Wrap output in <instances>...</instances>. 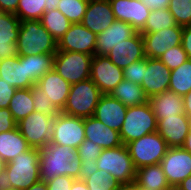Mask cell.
<instances>
[{
	"mask_svg": "<svg viewBox=\"0 0 191 190\" xmlns=\"http://www.w3.org/2000/svg\"><path fill=\"white\" fill-rule=\"evenodd\" d=\"M150 10L164 9L168 7L170 0H141Z\"/></svg>",
	"mask_w": 191,
	"mask_h": 190,
	"instance_id": "obj_48",
	"label": "cell"
},
{
	"mask_svg": "<svg viewBox=\"0 0 191 190\" xmlns=\"http://www.w3.org/2000/svg\"><path fill=\"white\" fill-rule=\"evenodd\" d=\"M93 56L81 52L57 51L53 68L71 85L90 79Z\"/></svg>",
	"mask_w": 191,
	"mask_h": 190,
	"instance_id": "obj_8",
	"label": "cell"
},
{
	"mask_svg": "<svg viewBox=\"0 0 191 190\" xmlns=\"http://www.w3.org/2000/svg\"><path fill=\"white\" fill-rule=\"evenodd\" d=\"M39 168L40 180L44 182L60 175L82 179L85 171L77 149L54 143H49L40 149Z\"/></svg>",
	"mask_w": 191,
	"mask_h": 190,
	"instance_id": "obj_1",
	"label": "cell"
},
{
	"mask_svg": "<svg viewBox=\"0 0 191 190\" xmlns=\"http://www.w3.org/2000/svg\"><path fill=\"white\" fill-rule=\"evenodd\" d=\"M82 179L89 190H118L120 186L112 174L96 168L85 170Z\"/></svg>",
	"mask_w": 191,
	"mask_h": 190,
	"instance_id": "obj_31",
	"label": "cell"
},
{
	"mask_svg": "<svg viewBox=\"0 0 191 190\" xmlns=\"http://www.w3.org/2000/svg\"><path fill=\"white\" fill-rule=\"evenodd\" d=\"M85 139L101 146L102 149H110L123 145L120 133L108 126L94 116L84 118Z\"/></svg>",
	"mask_w": 191,
	"mask_h": 190,
	"instance_id": "obj_24",
	"label": "cell"
},
{
	"mask_svg": "<svg viewBox=\"0 0 191 190\" xmlns=\"http://www.w3.org/2000/svg\"><path fill=\"white\" fill-rule=\"evenodd\" d=\"M127 108L128 107L118 99L111 97L109 94H103L96 106L93 116L105 126L120 132L127 113Z\"/></svg>",
	"mask_w": 191,
	"mask_h": 190,
	"instance_id": "obj_21",
	"label": "cell"
},
{
	"mask_svg": "<svg viewBox=\"0 0 191 190\" xmlns=\"http://www.w3.org/2000/svg\"><path fill=\"white\" fill-rule=\"evenodd\" d=\"M168 10L173 15L177 25H191V0H170Z\"/></svg>",
	"mask_w": 191,
	"mask_h": 190,
	"instance_id": "obj_39",
	"label": "cell"
},
{
	"mask_svg": "<svg viewBox=\"0 0 191 190\" xmlns=\"http://www.w3.org/2000/svg\"><path fill=\"white\" fill-rule=\"evenodd\" d=\"M19 0H0V10L5 13L15 14Z\"/></svg>",
	"mask_w": 191,
	"mask_h": 190,
	"instance_id": "obj_47",
	"label": "cell"
},
{
	"mask_svg": "<svg viewBox=\"0 0 191 190\" xmlns=\"http://www.w3.org/2000/svg\"><path fill=\"white\" fill-rule=\"evenodd\" d=\"M16 90V87L11 86L4 79H0V108H8Z\"/></svg>",
	"mask_w": 191,
	"mask_h": 190,
	"instance_id": "obj_44",
	"label": "cell"
},
{
	"mask_svg": "<svg viewBox=\"0 0 191 190\" xmlns=\"http://www.w3.org/2000/svg\"><path fill=\"white\" fill-rule=\"evenodd\" d=\"M169 185L175 187L191 175V153L183 147H169L160 162Z\"/></svg>",
	"mask_w": 191,
	"mask_h": 190,
	"instance_id": "obj_11",
	"label": "cell"
},
{
	"mask_svg": "<svg viewBox=\"0 0 191 190\" xmlns=\"http://www.w3.org/2000/svg\"><path fill=\"white\" fill-rule=\"evenodd\" d=\"M171 70L159 59L144 58V75L141 87L150 98L168 90Z\"/></svg>",
	"mask_w": 191,
	"mask_h": 190,
	"instance_id": "obj_15",
	"label": "cell"
},
{
	"mask_svg": "<svg viewBox=\"0 0 191 190\" xmlns=\"http://www.w3.org/2000/svg\"><path fill=\"white\" fill-rule=\"evenodd\" d=\"M102 95L91 79L72 84L67 102L61 112L81 118L91 117Z\"/></svg>",
	"mask_w": 191,
	"mask_h": 190,
	"instance_id": "obj_5",
	"label": "cell"
},
{
	"mask_svg": "<svg viewBox=\"0 0 191 190\" xmlns=\"http://www.w3.org/2000/svg\"><path fill=\"white\" fill-rule=\"evenodd\" d=\"M97 35L82 23L71 24L69 30L57 42L58 51L81 52L95 55Z\"/></svg>",
	"mask_w": 191,
	"mask_h": 190,
	"instance_id": "obj_14",
	"label": "cell"
},
{
	"mask_svg": "<svg viewBox=\"0 0 191 190\" xmlns=\"http://www.w3.org/2000/svg\"><path fill=\"white\" fill-rule=\"evenodd\" d=\"M17 127V122L14 120L9 108H0V133L8 132Z\"/></svg>",
	"mask_w": 191,
	"mask_h": 190,
	"instance_id": "obj_45",
	"label": "cell"
},
{
	"mask_svg": "<svg viewBox=\"0 0 191 190\" xmlns=\"http://www.w3.org/2000/svg\"><path fill=\"white\" fill-rule=\"evenodd\" d=\"M185 150L191 153V129L190 132L188 133L184 145L182 146Z\"/></svg>",
	"mask_w": 191,
	"mask_h": 190,
	"instance_id": "obj_55",
	"label": "cell"
},
{
	"mask_svg": "<svg viewBox=\"0 0 191 190\" xmlns=\"http://www.w3.org/2000/svg\"><path fill=\"white\" fill-rule=\"evenodd\" d=\"M36 85L48 96L54 106L61 112L67 102L71 84L64 80L53 68L45 73Z\"/></svg>",
	"mask_w": 191,
	"mask_h": 190,
	"instance_id": "obj_22",
	"label": "cell"
},
{
	"mask_svg": "<svg viewBox=\"0 0 191 190\" xmlns=\"http://www.w3.org/2000/svg\"><path fill=\"white\" fill-rule=\"evenodd\" d=\"M46 0H19L15 15L22 20H40L45 12Z\"/></svg>",
	"mask_w": 191,
	"mask_h": 190,
	"instance_id": "obj_36",
	"label": "cell"
},
{
	"mask_svg": "<svg viewBox=\"0 0 191 190\" xmlns=\"http://www.w3.org/2000/svg\"><path fill=\"white\" fill-rule=\"evenodd\" d=\"M5 167H6V162L0 158V184L3 181Z\"/></svg>",
	"mask_w": 191,
	"mask_h": 190,
	"instance_id": "obj_56",
	"label": "cell"
},
{
	"mask_svg": "<svg viewBox=\"0 0 191 190\" xmlns=\"http://www.w3.org/2000/svg\"><path fill=\"white\" fill-rule=\"evenodd\" d=\"M124 79L141 85L144 75V59L135 61L123 69Z\"/></svg>",
	"mask_w": 191,
	"mask_h": 190,
	"instance_id": "obj_42",
	"label": "cell"
},
{
	"mask_svg": "<svg viewBox=\"0 0 191 190\" xmlns=\"http://www.w3.org/2000/svg\"><path fill=\"white\" fill-rule=\"evenodd\" d=\"M106 56L121 69L146 58L142 34L136 32L132 37L114 46Z\"/></svg>",
	"mask_w": 191,
	"mask_h": 190,
	"instance_id": "obj_17",
	"label": "cell"
},
{
	"mask_svg": "<svg viewBox=\"0 0 191 190\" xmlns=\"http://www.w3.org/2000/svg\"><path fill=\"white\" fill-rule=\"evenodd\" d=\"M157 132L168 147H182L191 129V119L186 114L174 115L157 120Z\"/></svg>",
	"mask_w": 191,
	"mask_h": 190,
	"instance_id": "obj_18",
	"label": "cell"
},
{
	"mask_svg": "<svg viewBox=\"0 0 191 190\" xmlns=\"http://www.w3.org/2000/svg\"><path fill=\"white\" fill-rule=\"evenodd\" d=\"M60 0H46L45 1V12L57 9Z\"/></svg>",
	"mask_w": 191,
	"mask_h": 190,
	"instance_id": "obj_53",
	"label": "cell"
},
{
	"mask_svg": "<svg viewBox=\"0 0 191 190\" xmlns=\"http://www.w3.org/2000/svg\"><path fill=\"white\" fill-rule=\"evenodd\" d=\"M74 180L73 177L60 175L46 182V185L48 190H70Z\"/></svg>",
	"mask_w": 191,
	"mask_h": 190,
	"instance_id": "obj_43",
	"label": "cell"
},
{
	"mask_svg": "<svg viewBox=\"0 0 191 190\" xmlns=\"http://www.w3.org/2000/svg\"><path fill=\"white\" fill-rule=\"evenodd\" d=\"M88 6L86 0H60L57 9L72 23H81Z\"/></svg>",
	"mask_w": 191,
	"mask_h": 190,
	"instance_id": "obj_37",
	"label": "cell"
},
{
	"mask_svg": "<svg viewBox=\"0 0 191 190\" xmlns=\"http://www.w3.org/2000/svg\"><path fill=\"white\" fill-rule=\"evenodd\" d=\"M136 32L131 24L115 20L105 31L97 34L95 55H107L114 46L132 37Z\"/></svg>",
	"mask_w": 191,
	"mask_h": 190,
	"instance_id": "obj_23",
	"label": "cell"
},
{
	"mask_svg": "<svg viewBox=\"0 0 191 190\" xmlns=\"http://www.w3.org/2000/svg\"><path fill=\"white\" fill-rule=\"evenodd\" d=\"M181 45L191 60V25L183 27Z\"/></svg>",
	"mask_w": 191,
	"mask_h": 190,
	"instance_id": "obj_46",
	"label": "cell"
},
{
	"mask_svg": "<svg viewBox=\"0 0 191 190\" xmlns=\"http://www.w3.org/2000/svg\"><path fill=\"white\" fill-rule=\"evenodd\" d=\"M8 108L16 122H19L21 119L33 113L35 110L32 97V87L17 89L10 100Z\"/></svg>",
	"mask_w": 191,
	"mask_h": 190,
	"instance_id": "obj_30",
	"label": "cell"
},
{
	"mask_svg": "<svg viewBox=\"0 0 191 190\" xmlns=\"http://www.w3.org/2000/svg\"><path fill=\"white\" fill-rule=\"evenodd\" d=\"M185 114L191 119V91L183 96Z\"/></svg>",
	"mask_w": 191,
	"mask_h": 190,
	"instance_id": "obj_49",
	"label": "cell"
},
{
	"mask_svg": "<svg viewBox=\"0 0 191 190\" xmlns=\"http://www.w3.org/2000/svg\"><path fill=\"white\" fill-rule=\"evenodd\" d=\"M20 19L13 13L0 14V61L18 56Z\"/></svg>",
	"mask_w": 191,
	"mask_h": 190,
	"instance_id": "obj_20",
	"label": "cell"
},
{
	"mask_svg": "<svg viewBox=\"0 0 191 190\" xmlns=\"http://www.w3.org/2000/svg\"><path fill=\"white\" fill-rule=\"evenodd\" d=\"M96 169L109 172L120 184L131 183L136 179V169L126 145L102 149L96 160Z\"/></svg>",
	"mask_w": 191,
	"mask_h": 190,
	"instance_id": "obj_6",
	"label": "cell"
},
{
	"mask_svg": "<svg viewBox=\"0 0 191 190\" xmlns=\"http://www.w3.org/2000/svg\"><path fill=\"white\" fill-rule=\"evenodd\" d=\"M55 54H38L26 56L27 75L34 84L54 66Z\"/></svg>",
	"mask_w": 191,
	"mask_h": 190,
	"instance_id": "obj_33",
	"label": "cell"
},
{
	"mask_svg": "<svg viewBox=\"0 0 191 190\" xmlns=\"http://www.w3.org/2000/svg\"><path fill=\"white\" fill-rule=\"evenodd\" d=\"M84 133V118L60 112L54 118L50 143L77 149L85 140Z\"/></svg>",
	"mask_w": 191,
	"mask_h": 190,
	"instance_id": "obj_10",
	"label": "cell"
},
{
	"mask_svg": "<svg viewBox=\"0 0 191 190\" xmlns=\"http://www.w3.org/2000/svg\"><path fill=\"white\" fill-rule=\"evenodd\" d=\"M70 190H89L83 179H75Z\"/></svg>",
	"mask_w": 191,
	"mask_h": 190,
	"instance_id": "obj_50",
	"label": "cell"
},
{
	"mask_svg": "<svg viewBox=\"0 0 191 190\" xmlns=\"http://www.w3.org/2000/svg\"><path fill=\"white\" fill-rule=\"evenodd\" d=\"M118 190H144L135 181L131 183L120 184Z\"/></svg>",
	"mask_w": 191,
	"mask_h": 190,
	"instance_id": "obj_52",
	"label": "cell"
},
{
	"mask_svg": "<svg viewBox=\"0 0 191 190\" xmlns=\"http://www.w3.org/2000/svg\"><path fill=\"white\" fill-rule=\"evenodd\" d=\"M126 146L136 170L144 166L159 164L169 148L158 132L145 135L129 142Z\"/></svg>",
	"mask_w": 191,
	"mask_h": 190,
	"instance_id": "obj_7",
	"label": "cell"
},
{
	"mask_svg": "<svg viewBox=\"0 0 191 190\" xmlns=\"http://www.w3.org/2000/svg\"><path fill=\"white\" fill-rule=\"evenodd\" d=\"M25 190H48L46 182L39 180Z\"/></svg>",
	"mask_w": 191,
	"mask_h": 190,
	"instance_id": "obj_54",
	"label": "cell"
},
{
	"mask_svg": "<svg viewBox=\"0 0 191 190\" xmlns=\"http://www.w3.org/2000/svg\"><path fill=\"white\" fill-rule=\"evenodd\" d=\"M174 190H191V175L179 183Z\"/></svg>",
	"mask_w": 191,
	"mask_h": 190,
	"instance_id": "obj_51",
	"label": "cell"
},
{
	"mask_svg": "<svg viewBox=\"0 0 191 190\" xmlns=\"http://www.w3.org/2000/svg\"><path fill=\"white\" fill-rule=\"evenodd\" d=\"M115 19L131 24L140 32L147 21L150 9L141 0H109Z\"/></svg>",
	"mask_w": 191,
	"mask_h": 190,
	"instance_id": "obj_16",
	"label": "cell"
},
{
	"mask_svg": "<svg viewBox=\"0 0 191 190\" xmlns=\"http://www.w3.org/2000/svg\"><path fill=\"white\" fill-rule=\"evenodd\" d=\"M40 21L57 42L69 30L72 24L58 9L44 12Z\"/></svg>",
	"mask_w": 191,
	"mask_h": 190,
	"instance_id": "obj_32",
	"label": "cell"
},
{
	"mask_svg": "<svg viewBox=\"0 0 191 190\" xmlns=\"http://www.w3.org/2000/svg\"><path fill=\"white\" fill-rule=\"evenodd\" d=\"M135 182L144 190H174L169 185L160 163L137 169Z\"/></svg>",
	"mask_w": 191,
	"mask_h": 190,
	"instance_id": "obj_27",
	"label": "cell"
},
{
	"mask_svg": "<svg viewBox=\"0 0 191 190\" xmlns=\"http://www.w3.org/2000/svg\"><path fill=\"white\" fill-rule=\"evenodd\" d=\"M40 149L30 148L6 163L1 184L18 190L28 189L40 180Z\"/></svg>",
	"mask_w": 191,
	"mask_h": 190,
	"instance_id": "obj_2",
	"label": "cell"
},
{
	"mask_svg": "<svg viewBox=\"0 0 191 190\" xmlns=\"http://www.w3.org/2000/svg\"><path fill=\"white\" fill-rule=\"evenodd\" d=\"M101 146L85 139L77 148L78 156L81 159L82 168L88 170L95 168L96 160L101 154Z\"/></svg>",
	"mask_w": 191,
	"mask_h": 190,
	"instance_id": "obj_38",
	"label": "cell"
},
{
	"mask_svg": "<svg viewBox=\"0 0 191 190\" xmlns=\"http://www.w3.org/2000/svg\"><path fill=\"white\" fill-rule=\"evenodd\" d=\"M121 101L126 107L141 105L148 102L141 85L123 79L109 94Z\"/></svg>",
	"mask_w": 191,
	"mask_h": 190,
	"instance_id": "obj_29",
	"label": "cell"
},
{
	"mask_svg": "<svg viewBox=\"0 0 191 190\" xmlns=\"http://www.w3.org/2000/svg\"><path fill=\"white\" fill-rule=\"evenodd\" d=\"M183 27L176 25L158 32L141 33L144 40L145 56L159 59L168 49L181 45Z\"/></svg>",
	"mask_w": 191,
	"mask_h": 190,
	"instance_id": "obj_13",
	"label": "cell"
},
{
	"mask_svg": "<svg viewBox=\"0 0 191 190\" xmlns=\"http://www.w3.org/2000/svg\"><path fill=\"white\" fill-rule=\"evenodd\" d=\"M54 118L34 111L17 122V128L31 148L41 149L50 143Z\"/></svg>",
	"mask_w": 191,
	"mask_h": 190,
	"instance_id": "obj_9",
	"label": "cell"
},
{
	"mask_svg": "<svg viewBox=\"0 0 191 190\" xmlns=\"http://www.w3.org/2000/svg\"><path fill=\"white\" fill-rule=\"evenodd\" d=\"M157 122L149 101L128 107L119 132L122 143L127 145L145 135L157 132Z\"/></svg>",
	"mask_w": 191,
	"mask_h": 190,
	"instance_id": "obj_4",
	"label": "cell"
},
{
	"mask_svg": "<svg viewBox=\"0 0 191 190\" xmlns=\"http://www.w3.org/2000/svg\"><path fill=\"white\" fill-rule=\"evenodd\" d=\"M149 103L157 120L174 115L185 114L183 96L166 90L149 98Z\"/></svg>",
	"mask_w": 191,
	"mask_h": 190,
	"instance_id": "obj_26",
	"label": "cell"
},
{
	"mask_svg": "<svg viewBox=\"0 0 191 190\" xmlns=\"http://www.w3.org/2000/svg\"><path fill=\"white\" fill-rule=\"evenodd\" d=\"M115 20L109 0H90L81 23L97 35L105 31Z\"/></svg>",
	"mask_w": 191,
	"mask_h": 190,
	"instance_id": "obj_19",
	"label": "cell"
},
{
	"mask_svg": "<svg viewBox=\"0 0 191 190\" xmlns=\"http://www.w3.org/2000/svg\"><path fill=\"white\" fill-rule=\"evenodd\" d=\"M0 190H18V189L0 184Z\"/></svg>",
	"mask_w": 191,
	"mask_h": 190,
	"instance_id": "obj_57",
	"label": "cell"
},
{
	"mask_svg": "<svg viewBox=\"0 0 191 190\" xmlns=\"http://www.w3.org/2000/svg\"><path fill=\"white\" fill-rule=\"evenodd\" d=\"M168 90L180 96L191 91V60L188 59L179 67L171 70L170 85Z\"/></svg>",
	"mask_w": 191,
	"mask_h": 190,
	"instance_id": "obj_34",
	"label": "cell"
},
{
	"mask_svg": "<svg viewBox=\"0 0 191 190\" xmlns=\"http://www.w3.org/2000/svg\"><path fill=\"white\" fill-rule=\"evenodd\" d=\"M18 56L55 54L57 41L40 20H22L17 40Z\"/></svg>",
	"mask_w": 191,
	"mask_h": 190,
	"instance_id": "obj_3",
	"label": "cell"
},
{
	"mask_svg": "<svg viewBox=\"0 0 191 190\" xmlns=\"http://www.w3.org/2000/svg\"><path fill=\"white\" fill-rule=\"evenodd\" d=\"M90 79L102 94H110L124 79L123 69L113 64L106 55H94L91 61Z\"/></svg>",
	"mask_w": 191,
	"mask_h": 190,
	"instance_id": "obj_12",
	"label": "cell"
},
{
	"mask_svg": "<svg viewBox=\"0 0 191 190\" xmlns=\"http://www.w3.org/2000/svg\"><path fill=\"white\" fill-rule=\"evenodd\" d=\"M32 97L34 110L51 116H56L60 111L49 101L45 91L41 90L36 84L32 86Z\"/></svg>",
	"mask_w": 191,
	"mask_h": 190,
	"instance_id": "obj_40",
	"label": "cell"
},
{
	"mask_svg": "<svg viewBox=\"0 0 191 190\" xmlns=\"http://www.w3.org/2000/svg\"><path fill=\"white\" fill-rule=\"evenodd\" d=\"M30 148L17 127L11 131L0 133V158L6 163L11 162L14 157Z\"/></svg>",
	"mask_w": 191,
	"mask_h": 190,
	"instance_id": "obj_28",
	"label": "cell"
},
{
	"mask_svg": "<svg viewBox=\"0 0 191 190\" xmlns=\"http://www.w3.org/2000/svg\"><path fill=\"white\" fill-rule=\"evenodd\" d=\"M177 23L168 8L151 10L144 28L140 33H153L161 29L176 26Z\"/></svg>",
	"mask_w": 191,
	"mask_h": 190,
	"instance_id": "obj_35",
	"label": "cell"
},
{
	"mask_svg": "<svg viewBox=\"0 0 191 190\" xmlns=\"http://www.w3.org/2000/svg\"><path fill=\"white\" fill-rule=\"evenodd\" d=\"M188 59V55L182 45H177L166 50L159 58L170 70L176 69Z\"/></svg>",
	"mask_w": 191,
	"mask_h": 190,
	"instance_id": "obj_41",
	"label": "cell"
},
{
	"mask_svg": "<svg viewBox=\"0 0 191 190\" xmlns=\"http://www.w3.org/2000/svg\"><path fill=\"white\" fill-rule=\"evenodd\" d=\"M0 79H4L17 89L35 85L27 75L26 56H15L0 61Z\"/></svg>",
	"mask_w": 191,
	"mask_h": 190,
	"instance_id": "obj_25",
	"label": "cell"
}]
</instances>
